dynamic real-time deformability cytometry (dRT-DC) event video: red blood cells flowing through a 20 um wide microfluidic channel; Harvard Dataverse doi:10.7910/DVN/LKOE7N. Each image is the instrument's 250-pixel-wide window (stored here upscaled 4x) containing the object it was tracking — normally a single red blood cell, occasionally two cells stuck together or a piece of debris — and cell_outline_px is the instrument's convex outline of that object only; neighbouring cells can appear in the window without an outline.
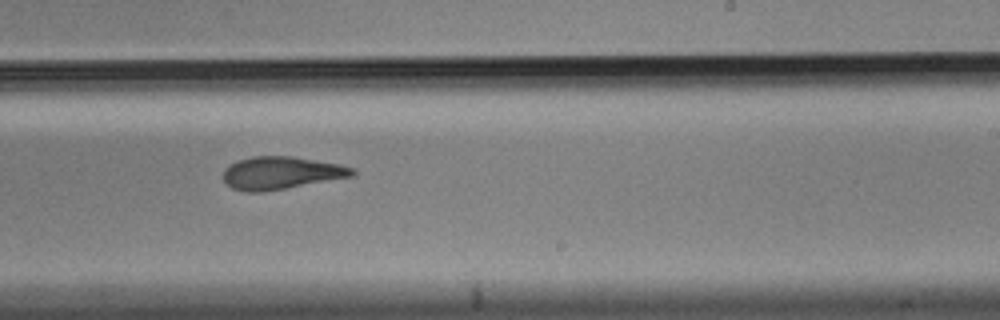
{"species": "Egyptian fruit bat (a non-hibernating species)", "species_latin": "Rousettus aegyptiacus", "temperature_condition": "cold", "stored_images_in_passage": 7, "camera_frame_rate_fps": 3000, "um_per_image_px": 0.085, "animal": {"sex": "male"}, "frame": {"image": 1, "passage_image": 6, "time_ms": 1.667, "image_size_px": [1000, 320], "cell_outline_px": [[356, 176], [260, 192], [248, 192], [232, 188], [224, 180], [224, 168], [228, 164], [236, 160], [252, 156], [292, 156], [340, 164], [352, 168], [356, 172]], "centroid_in_image_um": [23.89, 14.68], "position_along_channel_um": 265.1, "area_um2": 24.57}}
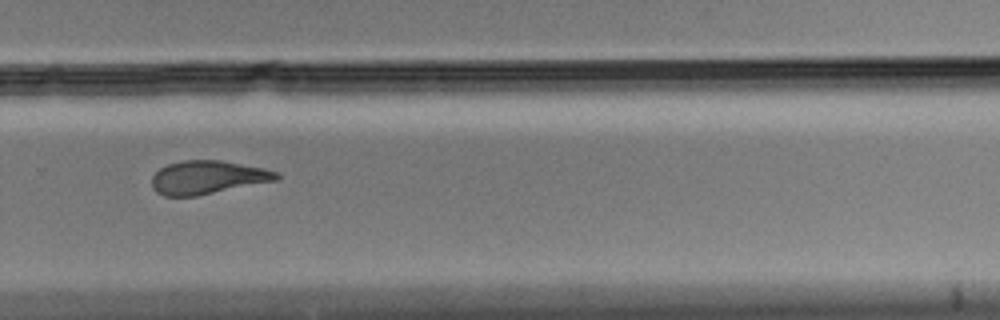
{"frame": {"image": 2, "passage_image": 7, "time_ms": 2.0, "image_size_px": [1000, 320], "cell_outline_px": [[280, 176], [276, 180], [196, 196], [164, 196], [156, 192], [152, 188], [152, 176], [160, 168], [168, 164], [184, 160], [220, 160], [264, 168], [276, 172]], "centroid_in_image_um": [17.6, 15.08], "position_along_channel_um": 312.2, "area_um2": 24.04}}